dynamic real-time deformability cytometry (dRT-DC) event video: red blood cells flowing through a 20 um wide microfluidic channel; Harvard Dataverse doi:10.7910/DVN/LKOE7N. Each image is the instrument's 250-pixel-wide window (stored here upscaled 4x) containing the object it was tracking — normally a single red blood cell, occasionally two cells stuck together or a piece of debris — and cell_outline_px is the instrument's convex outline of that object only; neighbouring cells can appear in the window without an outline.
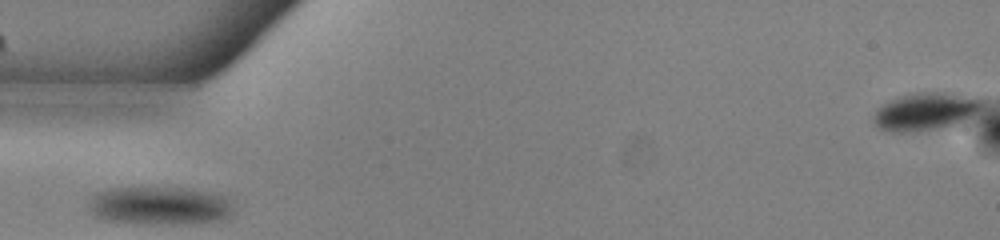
{"species": "common noctule bat (a hibernating species)", "species_latin": "Nyctalus noctula", "temperature_condition": "warm", "stored_images_in_passage": 29, "camera_frame_rate_fps": 3000, "um_per_image_px": 0.085, "animal": {"sex": "male", "body_mass_g": 13.0, "forearm_length_mm": 53.1}, "frame": {"image": 1, "passage_image": 1, "time_ms": 0.0, "image_size_px": [1000, 240], "cell_outline_px": [[236, 212], [232, 216], [224, 220], [176, 224], [132, 224], [104, 220], [96, 216], [88, 208], [88, 204], [92, 196], [96, 192], [108, 188], [184, 188], [208, 192], [224, 196], [232, 200]], "centroid_in_image_um": [13.6, 17.5], "position_along_channel_um": 71.4, "area_um2": 32.89}}
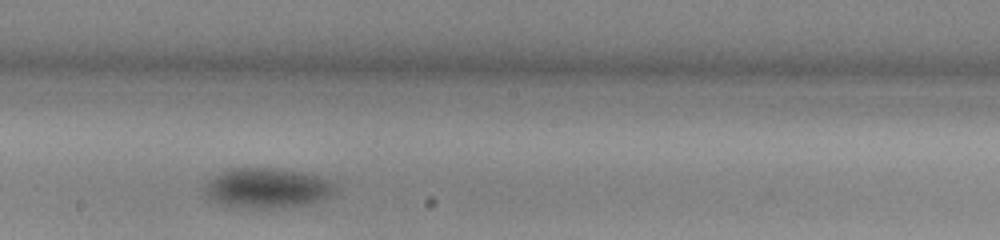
{"frame": {"image": 2, "passage_image": 13, "time_ms": 4.0, "image_size_px": [1000, 240], "cell_outline_px": [[336, 192], [332, 196], [324, 200], [304, 204], [264, 208], [256, 208], [220, 204], [208, 196], [204, 192], [204, 184], [208, 180], [232, 168], [280, 168], [300, 172], [316, 176], [328, 180], [336, 188]], "centroid_in_image_um": [22.72, 15.97], "position_along_channel_um": 225.5, "area_um2": 29.88}}
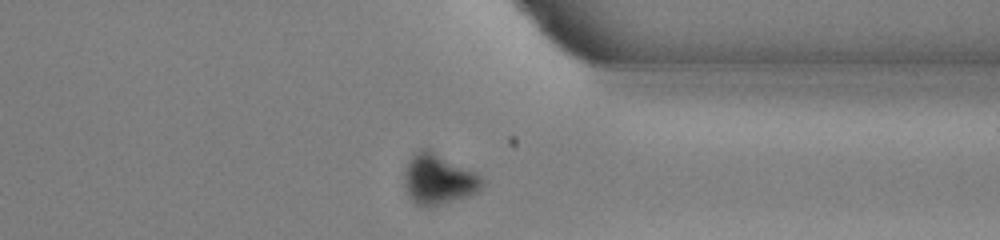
{"frame": {"image": 3, "passage_image": 25, "time_ms": 8.0, "image_size_px": [1000, 240], "cell_outline_px": [[484, 188], [468, 196], [428, 208], [424, 208], [416, 204], [408, 196], [404, 188], [404, 172], [408, 160], [420, 148], [428, 148], [476, 172], [484, 180]], "centroid_in_image_um": [37.26, 15.24], "position_along_channel_um": 374.1, "area_um2": 23.24}}